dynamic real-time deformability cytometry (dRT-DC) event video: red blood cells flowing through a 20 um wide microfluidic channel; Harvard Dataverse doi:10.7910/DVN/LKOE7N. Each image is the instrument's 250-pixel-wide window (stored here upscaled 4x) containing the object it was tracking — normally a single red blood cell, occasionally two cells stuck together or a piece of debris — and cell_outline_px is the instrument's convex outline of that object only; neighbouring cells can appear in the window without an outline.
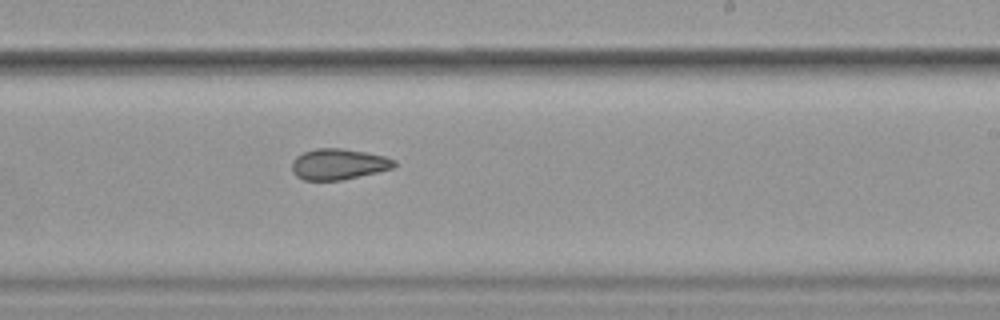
{"species": "common noctule bat (a hibernating species)", "species_latin": "Nyctalus noctula", "temperature_condition": "cold", "stored_images_in_passage": 10, "camera_frame_rate_fps": 3000, "um_per_image_px": 0.085, "animal": {"sex": "female", "body_mass_g": 19.9}, "frame": {"image": 1, "passage_image": 10, "time_ms": 11.333, "image_size_px": [1000, 320], "cell_outline_px": [[396, 164], [392, 168], [376, 172], [340, 180], [304, 180], [296, 176], [292, 172], [292, 160], [296, 156], [304, 152], [316, 148], [340, 148], [364, 152], [384, 156], [396, 160]], "centroid_in_image_um": [28.73, 13.95], "position_along_channel_um": 260.3, "area_um2": 18.26}}